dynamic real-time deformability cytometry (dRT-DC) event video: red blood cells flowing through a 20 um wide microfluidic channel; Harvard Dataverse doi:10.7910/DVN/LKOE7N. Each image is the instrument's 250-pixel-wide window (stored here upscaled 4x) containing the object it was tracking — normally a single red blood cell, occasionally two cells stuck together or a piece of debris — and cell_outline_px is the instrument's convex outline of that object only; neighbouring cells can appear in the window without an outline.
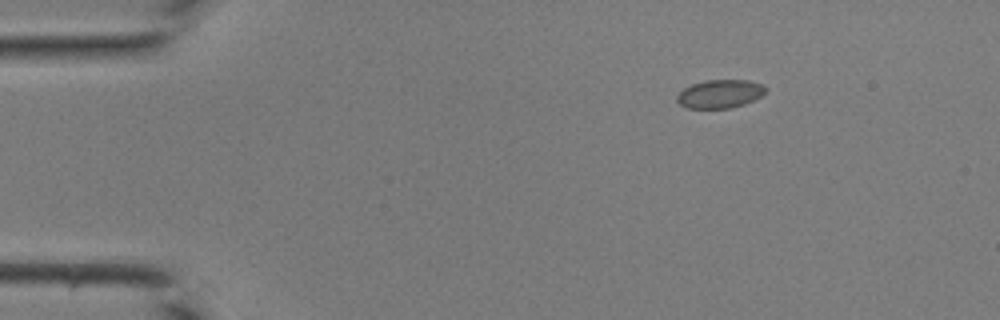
{"species": "common noctule bat (a hibernating species)", "species_latin": "Nyctalus noctula", "temperature_condition": "room temperature", "stored_images_in_passage": 39, "camera_frame_rate_fps": 3000, "um_per_image_px": 0.085, "animal": {"sex": "male", "body_mass_g": 19.0, "forearm_length_mm": 50.8}, "frame": {"image": 1, "passage_image": 1, "time_ms": 0.0, "image_size_px": [1000, 320], "cell_outline_px": [[768, 88], [760, 96], [744, 104], [728, 108], [688, 108], [680, 104], [676, 100], [676, 96], [684, 88], [692, 84], [704, 80], [748, 80], [764, 84]], "centroid_in_image_um": [61.2, 7.96], "position_along_channel_um": 23.8, "area_um2": 14.62}}
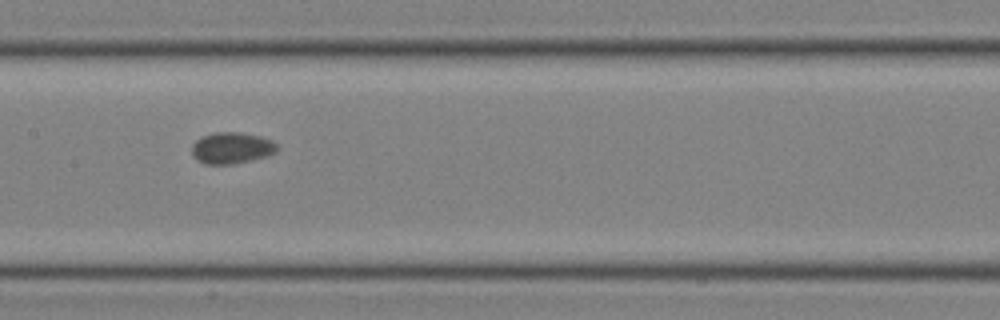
{"frame": {"image": 2, "passage_image": 17, "time_ms": 5.333, "image_size_px": [1000, 320], "cell_outline_px": [[280, 148], [276, 152], [268, 156], [252, 160], [232, 164], [204, 164], [196, 160], [192, 156], [192, 144], [196, 140], [204, 136], [216, 132], [240, 132], [260, 136], [272, 140]], "centroid_in_image_um": [19.71, 12.58], "position_along_channel_um": 187.7, "area_um2": 15.78}}
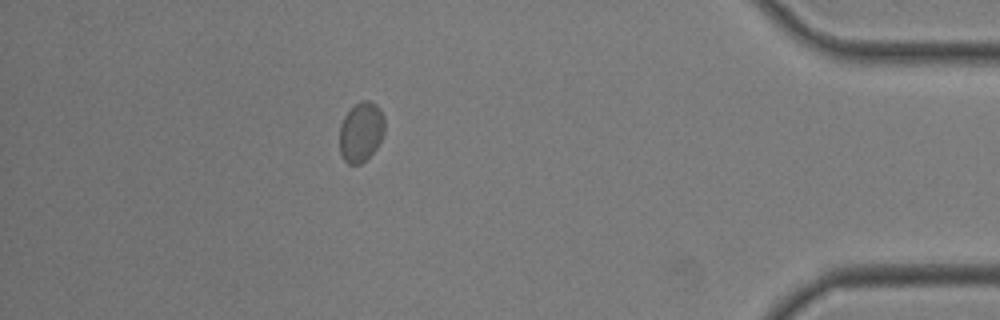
{"frame": {"image": 3, "passage_image": 34, "time_ms": 11.0, "image_size_px": [1000, 320], "cell_outline_px": [[384, 132], [376, 148], [360, 164], [348, 164], [340, 156], [340, 124], [344, 116], [360, 100], [368, 100], [376, 104], [380, 108], [384, 116]], "centroid_in_image_um": [30.68, 11.2], "position_along_channel_um": 404.5, "area_um2": 15.66}}